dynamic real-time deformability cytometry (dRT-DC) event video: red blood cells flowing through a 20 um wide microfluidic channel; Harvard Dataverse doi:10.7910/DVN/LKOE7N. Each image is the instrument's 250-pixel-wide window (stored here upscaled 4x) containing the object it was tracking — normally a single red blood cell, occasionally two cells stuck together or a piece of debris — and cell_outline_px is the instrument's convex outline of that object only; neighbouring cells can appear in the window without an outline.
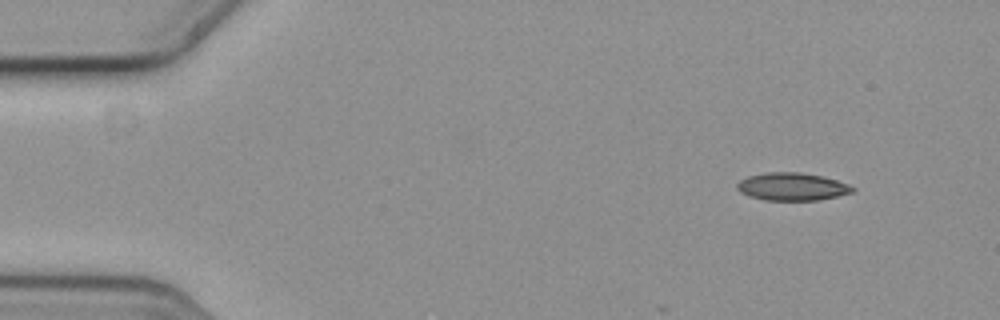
{"species": "common noctule bat (a hibernating species)", "species_latin": "Nyctalus noctula", "temperature_condition": "cold", "stored_images_in_passage": 3, "camera_frame_rate_fps": 3000, "um_per_image_px": 0.085, "animal": {"sex": "female", "body_mass_g": 19.3, "forearm_length_mm": 54.1}, "frame": {"image": 1, "passage_image": 1, "time_ms": 0.0, "image_size_px": [1000, 320], "cell_outline_px": [[856, 188], [852, 192], [836, 196], [816, 200], [764, 200], [748, 196], [740, 192], [736, 188], [736, 184], [740, 180], [748, 176], [768, 172], [800, 172], [820, 176], [836, 180], [848, 184]], "centroid_in_image_um": [67.28, 15.86], "position_along_channel_um": 17.7, "area_um2": 18.55}}